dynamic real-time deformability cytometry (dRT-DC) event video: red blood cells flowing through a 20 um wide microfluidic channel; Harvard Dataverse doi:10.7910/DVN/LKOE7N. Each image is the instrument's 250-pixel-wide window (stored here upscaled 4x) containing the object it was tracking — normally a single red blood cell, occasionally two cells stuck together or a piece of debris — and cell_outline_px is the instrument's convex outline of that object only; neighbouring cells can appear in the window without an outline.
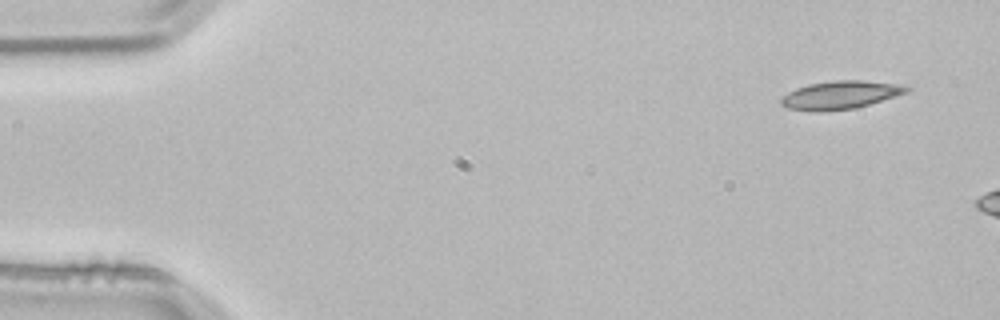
{"species": "common noctule bat (a hibernating species)", "species_latin": "Nyctalus noctula", "temperature_condition": "room temperature", "stored_images_in_passage": 3, "camera_frame_rate_fps": 3000, "um_per_image_px": 0.085, "animal": {"sex": "male", "body_mass_g": 21.5, "forearm_length_mm": 52.0}, "frame": {"image": 1, "passage_image": 1, "time_ms": 0.0, "image_size_px": [1000, 320], "cell_outline_px": [[912, 88], [908, 92], [856, 108], [820, 112], [808, 112], [788, 108], [780, 104], [780, 96], [796, 88], [808, 84], [836, 80], [860, 80], [900, 84]], "centroid_in_image_um": [71.38, 8.08], "position_along_channel_um": 13.6, "area_um2": 20.81}}